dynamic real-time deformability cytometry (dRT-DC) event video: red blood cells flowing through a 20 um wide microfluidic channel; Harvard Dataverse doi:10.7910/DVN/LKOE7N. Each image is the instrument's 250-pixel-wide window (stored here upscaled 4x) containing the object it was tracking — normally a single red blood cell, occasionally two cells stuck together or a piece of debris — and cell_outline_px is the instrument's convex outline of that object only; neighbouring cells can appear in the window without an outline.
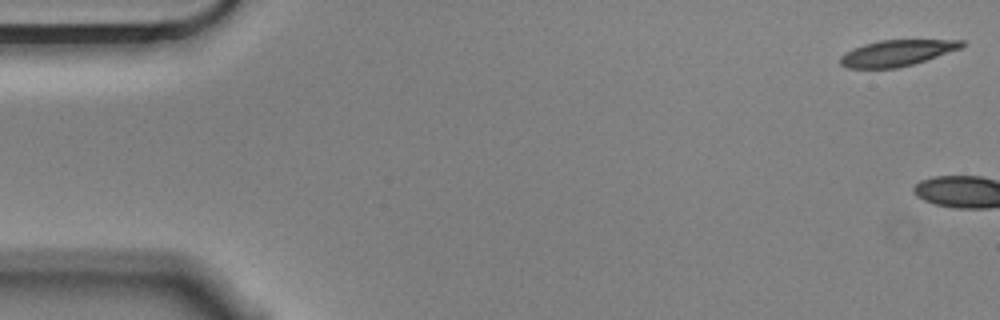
{"species": "Egyptian fruit bat (a non-hibernating species)", "species_latin": "Rousettus aegyptiacus", "temperature_condition": "cold", "stored_images_in_passage": 3, "camera_frame_rate_fps": 3000, "um_per_image_px": 0.085, "animal": {"sex": "male"}, "frame": {"image": 1, "passage_image": 1, "time_ms": 0.0, "image_size_px": [1000, 320], "cell_outline_px": [[964, 44], [960, 48], [912, 64], [896, 68], [848, 68], [840, 64], [840, 56], [864, 44], [880, 40], [964, 40]], "centroid_in_image_um": [76.21, 4.5], "position_along_channel_um": 8.8, "area_um2": 17.98}}